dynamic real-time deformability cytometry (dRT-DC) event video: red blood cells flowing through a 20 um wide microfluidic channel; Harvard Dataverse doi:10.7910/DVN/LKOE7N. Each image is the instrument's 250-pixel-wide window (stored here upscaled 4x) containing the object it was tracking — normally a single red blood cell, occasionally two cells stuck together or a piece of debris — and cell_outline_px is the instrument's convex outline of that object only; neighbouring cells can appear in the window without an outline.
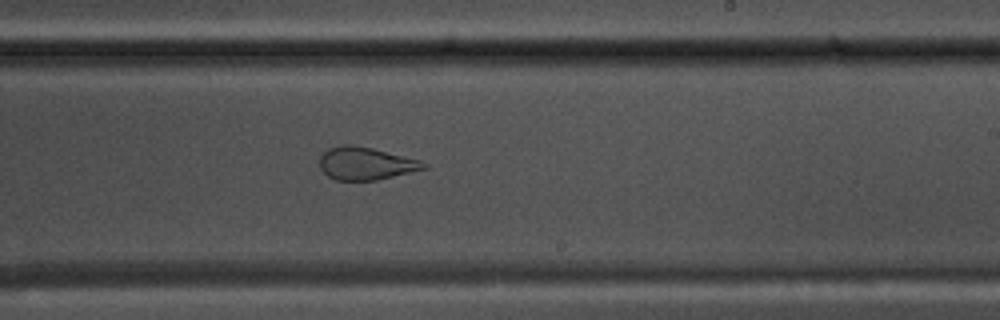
{"species": "common noctule bat (a hibernating species)", "species_latin": "Nyctalus noctula", "temperature_condition": "warm", "stored_images_in_passage": 52, "camera_frame_rate_fps": 3000, "um_per_image_px": 0.085, "animal": {"sex": "male", "body_mass_g": 17.5, "forearm_length_mm": 52.3}, "frame": {"image": 1, "passage_image": 31, "time_ms": 10.0, "image_size_px": [1000, 320], "cell_outline_px": [[428, 168], [376, 180], [336, 180], [328, 176], [320, 168], [320, 156], [328, 148], [340, 144], [352, 144], [372, 148], [420, 160], [428, 164]], "centroid_in_image_um": [31.08, 13.88], "position_along_channel_um": 257.9, "area_um2": 19.83}}
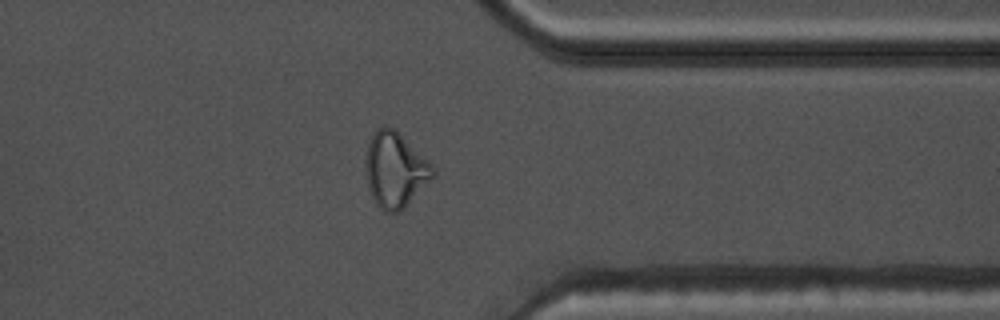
{"frame": {"image": 2, "passage_image": 41, "time_ms": 13.333, "image_size_px": [1000, 320], "cell_outline_px": [[436, 176], [404, 208], [396, 212], [384, 212], [376, 204], [368, 188], [364, 168], [364, 156], [368, 140], [376, 128], [396, 128], [436, 168]], "centroid_in_image_um": [33.58, 14.42], "position_along_channel_um": 377.8, "area_um2": 30.11}}
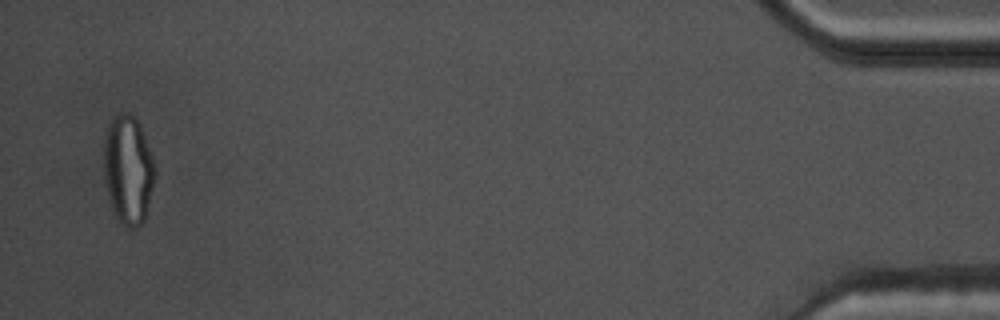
{"frame": {"image": 3, "passage_image": 51, "time_ms": 16.667, "image_size_px": [1000, 320], "cell_outline_px": [[156, 172], [144, 220], [136, 228], [128, 228], [120, 224], [112, 208], [108, 196], [104, 176], [104, 140], [108, 120], [112, 116], [120, 112], [128, 112], [140, 124], [152, 156], [156, 168]], "centroid_in_image_um": [10.87, 14.39], "position_along_channel_um": 424.3, "area_um2": 32.6}, "authors_computed_cell_mechanics": {"area_um2": 27.4261, "velocity_mm_per_s": 3.7799, "shape_relaxation_time_tau1_ms": null, "shape_relaxation_time_tau2_ms": 1.1791, "deformation_change_tau1": null, "deformation_change_tau2": 0.0869}}